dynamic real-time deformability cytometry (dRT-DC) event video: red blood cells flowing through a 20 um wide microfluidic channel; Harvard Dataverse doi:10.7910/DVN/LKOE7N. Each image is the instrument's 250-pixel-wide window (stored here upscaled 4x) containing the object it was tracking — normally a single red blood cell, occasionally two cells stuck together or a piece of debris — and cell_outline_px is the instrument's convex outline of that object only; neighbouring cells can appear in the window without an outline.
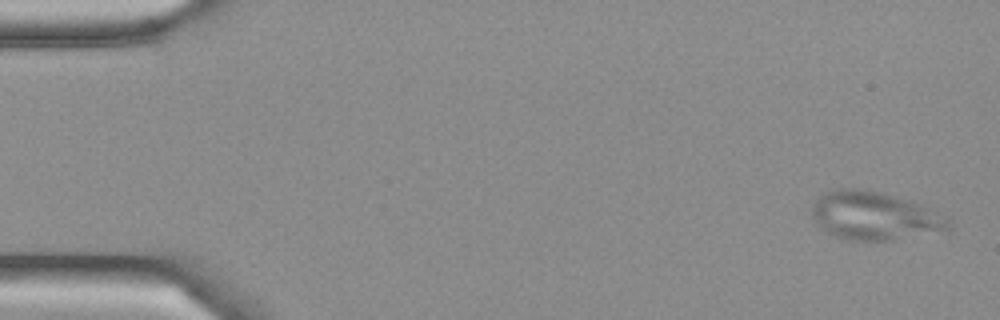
{"species": "Egyptian fruit bat (a non-hibernating species)", "species_latin": "Rousettus aegyptiacus", "temperature_condition": "cold", "stored_images_in_passage": 4, "camera_frame_rate_fps": 3000, "um_per_image_px": 0.085, "frame": {"image": 1, "passage_image": 1, "time_ms": 0.0, "image_size_px": [1000, 320], "cell_outline_px": [[952, 220], [948, 232], [892, 240], [848, 240], [836, 236], [828, 232], [812, 216], [812, 204], [824, 192], [840, 188], [868, 188], [912, 200], [948, 216]], "centroid_in_image_um": [74.44, 18.33], "position_along_channel_um": 10.6, "area_um2": 39.13}}